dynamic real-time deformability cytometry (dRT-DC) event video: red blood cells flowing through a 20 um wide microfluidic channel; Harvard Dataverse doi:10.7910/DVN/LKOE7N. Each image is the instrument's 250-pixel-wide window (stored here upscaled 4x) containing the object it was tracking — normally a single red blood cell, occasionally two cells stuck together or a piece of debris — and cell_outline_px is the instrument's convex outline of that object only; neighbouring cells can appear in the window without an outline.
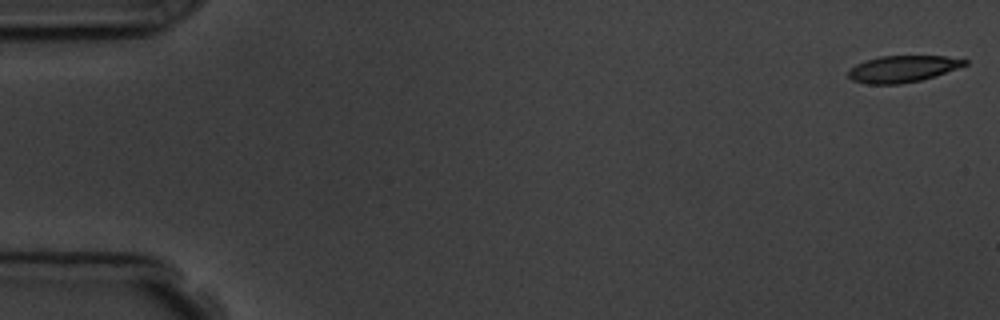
{"species": "common noctule bat (a hibernating species)", "species_latin": "Nyctalus noctula", "temperature_condition": "room temperature", "stored_images_in_passage": 5, "camera_frame_rate_fps": 3000, "um_per_image_px": 0.085, "animal": {"sex": "male", "body_mass_g": 19.5, "forearm_length_mm": 54.6}, "frame": {"image": 1, "passage_image": 1, "time_ms": 0.0, "image_size_px": [1000, 320], "cell_outline_px": [[968, 64], [920, 80], [900, 84], [868, 84], [852, 80], [848, 76], [848, 72], [856, 64], [864, 60], [880, 56], [944, 56], [968, 60]], "centroid_in_image_um": [76.68, 5.85], "position_along_channel_um": 8.3, "area_um2": 17.8}}